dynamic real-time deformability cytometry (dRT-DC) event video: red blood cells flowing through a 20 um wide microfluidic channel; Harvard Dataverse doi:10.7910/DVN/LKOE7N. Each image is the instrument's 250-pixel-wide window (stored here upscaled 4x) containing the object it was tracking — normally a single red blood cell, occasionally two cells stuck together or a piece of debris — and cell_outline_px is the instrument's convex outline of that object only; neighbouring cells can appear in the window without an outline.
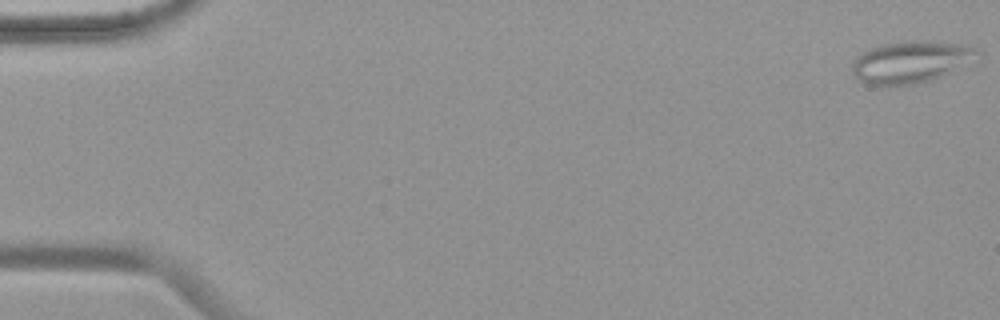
{"species": "common noctule bat (a hibernating species)", "species_latin": "Nyctalus noctula", "temperature_condition": "warm", "stored_images_in_passage": 54, "camera_frame_rate_fps": 3000, "um_per_image_px": 0.085, "animal": {"sex": "female", "body_mass_g": 19.9}, "frame": {"image": 1, "passage_image": 1, "time_ms": 0.0, "image_size_px": [1000, 320], "cell_outline_px": [[980, 52], [940, 76], [932, 80], [916, 84], [864, 84], [852, 72], [852, 60], [856, 56], [872, 48], [884, 44], [904, 40], [928, 40], [960, 44], [976, 48]], "centroid_in_image_um": [77.31, 5.24], "position_along_channel_um": 7.7, "area_um2": 29.65}}
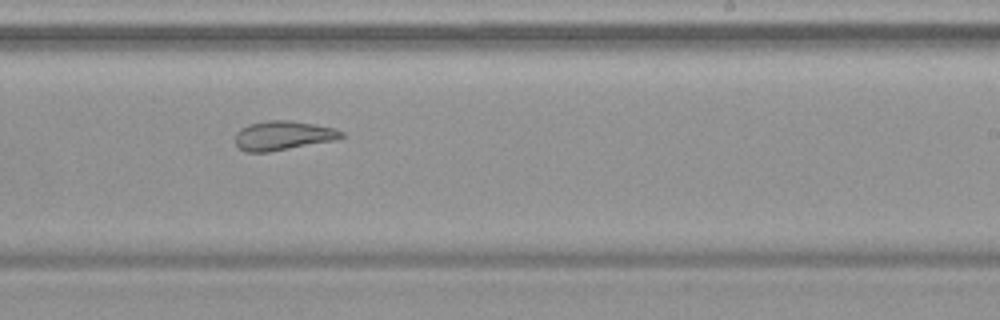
{"frame": {"image": 2, "passage_image": 34, "time_ms": 11.0, "image_size_px": [1000, 320], "cell_outline_px": [[344, 136], [336, 140], [268, 152], [248, 152], [240, 148], [236, 144], [236, 132], [240, 128], [248, 124], [268, 120], [288, 120], [336, 128], [344, 132]], "centroid_in_image_um": [24.06, 11.51], "position_along_channel_um": 264.9, "area_um2": 18.03}}
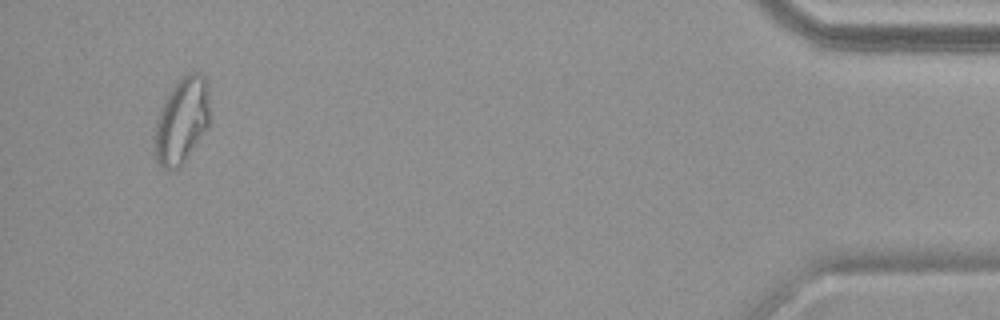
{"frame": {"image": 3, "passage_image": 52, "time_ms": 17.0, "image_size_px": [1000, 320], "cell_outline_px": [[208, 124], [184, 160], [176, 168], [160, 168], [156, 164], [156, 120], [172, 88], [188, 72], [200, 72], [204, 76], [208, 84]], "centroid_in_image_um": [15.45, 10.21], "position_along_channel_um": 419.7, "area_um2": 26.36}, "authors_computed_cell_mechanics": {"area_um2": 25.2008, "velocity_mm_per_s": 3.7561, "shape_relaxation_time_tau1_ms": null, "shape_relaxation_time_tau2_ms": 3.2393, "deformation_change_tau1": null, "deformation_change_tau2": 0.1256}}